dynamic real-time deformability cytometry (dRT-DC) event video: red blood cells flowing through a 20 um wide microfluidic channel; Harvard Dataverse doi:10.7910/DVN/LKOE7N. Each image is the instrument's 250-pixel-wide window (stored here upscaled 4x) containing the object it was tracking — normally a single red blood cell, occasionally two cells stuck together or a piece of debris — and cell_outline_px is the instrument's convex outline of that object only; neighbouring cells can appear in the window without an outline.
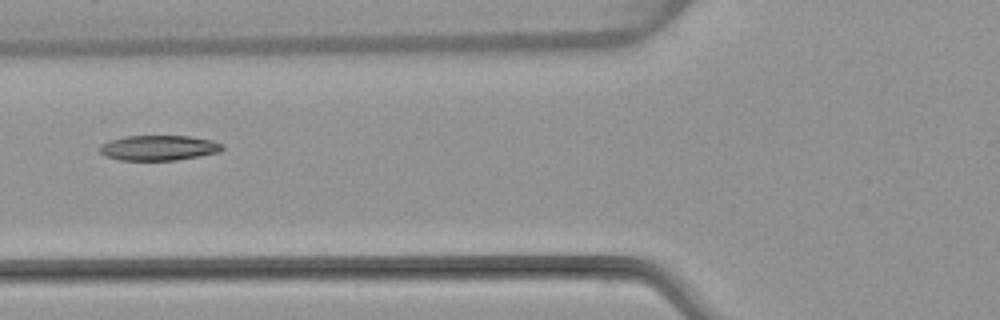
{"species": "common noctule bat (a hibernating species)", "species_latin": "Nyctalus noctula", "temperature_condition": "warm", "stored_images_in_passage": 6, "camera_frame_rate_fps": 3000, "um_per_image_px": 0.085, "animal": {"sex": "female", "body_mass_g": 22.7, "forearm_length_mm": 54.2}, "frame": {"image": 1, "passage_image": 6, "time_ms": 6.0, "image_size_px": [1000, 320], "cell_outline_px": [[224, 148], [220, 152], [176, 160], [120, 160], [104, 156], [100, 152], [100, 144], [108, 140], [124, 136], [192, 136], [212, 140], [220, 144]], "centroid_in_image_um": [13.45, 12.56], "position_along_channel_um": 112.3, "area_um2": 18.03}}